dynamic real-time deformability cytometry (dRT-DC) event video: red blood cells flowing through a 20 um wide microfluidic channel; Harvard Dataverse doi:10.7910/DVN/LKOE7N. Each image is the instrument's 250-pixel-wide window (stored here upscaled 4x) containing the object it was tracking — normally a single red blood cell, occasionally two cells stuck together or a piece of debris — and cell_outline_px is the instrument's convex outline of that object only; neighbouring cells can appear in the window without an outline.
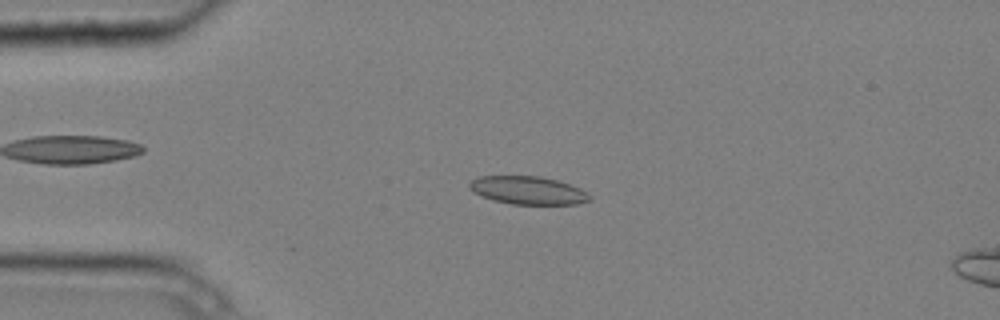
{"species": "common noctule bat (a hibernating species)", "species_latin": "Nyctalus noctula", "temperature_condition": "cold", "stored_images_in_passage": 6, "camera_frame_rate_fps": 3000, "um_per_image_px": 0.085, "animal": {"sex": "male", "body_mass_g": 20.4}, "frame": {"image": 1, "passage_image": 4, "time_ms": 1.0, "image_size_px": [1000, 320], "cell_outline_px": [[592, 200], [576, 204], [512, 204], [492, 200], [472, 192], [468, 188], [468, 184], [476, 176], [540, 176], [556, 180], [580, 188], [588, 192], [592, 196]], "centroid_in_image_um": [44.86, 16.18], "position_along_channel_um": 40.1, "area_um2": 19.83}}